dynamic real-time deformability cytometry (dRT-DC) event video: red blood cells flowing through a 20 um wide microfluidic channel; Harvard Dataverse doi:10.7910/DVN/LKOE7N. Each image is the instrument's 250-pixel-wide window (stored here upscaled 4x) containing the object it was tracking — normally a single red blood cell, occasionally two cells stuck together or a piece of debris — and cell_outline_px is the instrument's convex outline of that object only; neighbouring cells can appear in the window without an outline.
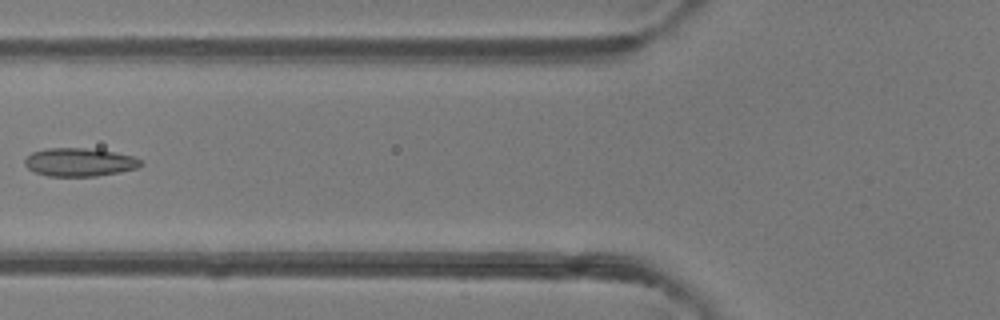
{"species": "common noctule bat (a hibernating species)", "species_latin": "Nyctalus noctula", "temperature_condition": "room temperature", "stored_images_in_passage": 6, "camera_frame_rate_fps": 3000, "um_per_image_px": 0.085, "animal": {"sex": "female"}, "frame": {"image": 1, "passage_image": 6, "time_ms": 6.333, "image_size_px": [1000, 320], "cell_outline_px": [[144, 164], [140, 168], [120, 172], [96, 176], [48, 176], [36, 172], [28, 168], [24, 164], [24, 160], [32, 152], [48, 148], [84, 148], [116, 152], [132, 156], [140, 160]], "centroid_in_image_um": [6.79, 13.79], "position_along_channel_um": 119.0, "area_um2": 19.13}}